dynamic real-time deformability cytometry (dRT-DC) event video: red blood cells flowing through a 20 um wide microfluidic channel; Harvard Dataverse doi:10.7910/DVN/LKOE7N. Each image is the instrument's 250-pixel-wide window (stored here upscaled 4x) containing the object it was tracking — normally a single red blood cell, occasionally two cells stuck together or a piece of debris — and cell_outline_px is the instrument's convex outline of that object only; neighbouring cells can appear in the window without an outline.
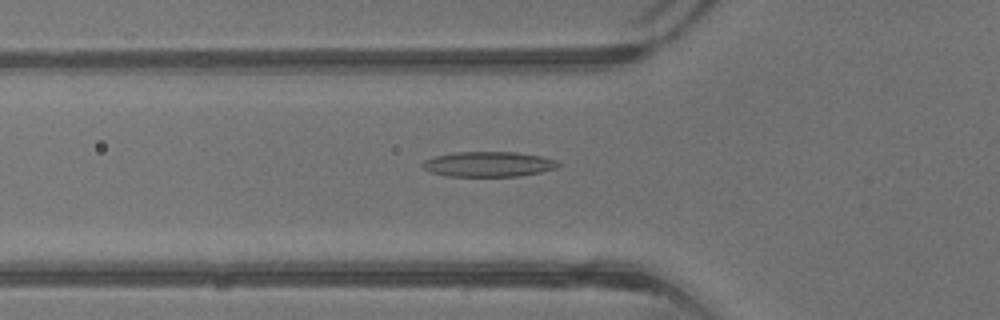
{"species": "common noctule bat (a hibernating species)", "species_latin": "Nyctalus noctula", "temperature_condition": "warm", "stored_images_in_passage": 42, "camera_frame_rate_fps": 3000, "um_per_image_px": 0.085, "animal": {"sex": "male", "body_mass_g": 13.3}, "frame": {"image": 1, "passage_image": 15, "time_ms": 4.667, "image_size_px": [1000, 320], "cell_outline_px": [[560, 164], [556, 168], [540, 172], [520, 176], [444, 176], [432, 172], [424, 168], [420, 164], [424, 160], [436, 156], [456, 152], [516, 152], [540, 156], [556, 160]], "centroid_in_image_um": [41.51, 13.95], "position_along_channel_um": 84.3, "area_um2": 19.77}}
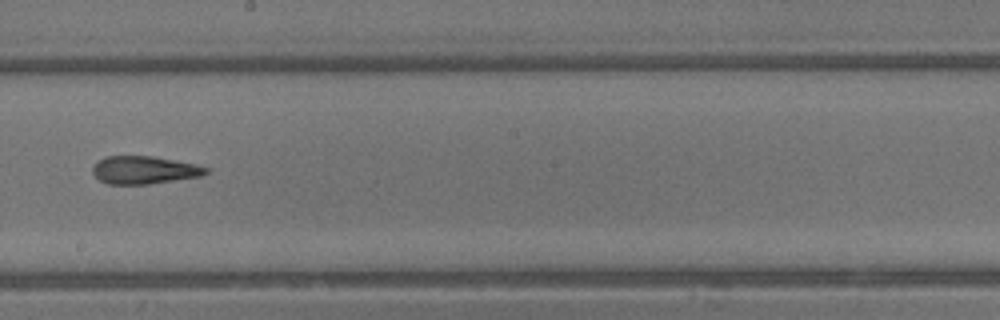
{"frame": {"image": 2, "passage_image": 24, "time_ms": 7.667, "image_size_px": [1000, 320], "cell_outline_px": [[208, 172], [200, 176], [148, 184], [108, 184], [100, 180], [92, 172], [92, 168], [104, 156], [152, 156], [192, 164], [208, 168]], "centroid_in_image_um": [12.21, 14.45], "position_along_channel_um": 236.0, "area_um2": 17.98}}
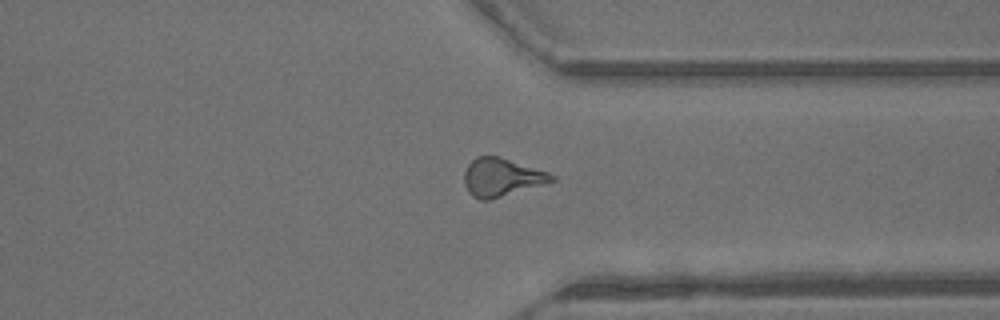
{"frame": {"image": 3, "passage_image": 32, "time_ms": 10.333, "image_size_px": [1000, 320], "cell_outline_px": [[556, 180], [488, 200], [480, 200], [472, 196], [468, 192], [464, 184], [464, 172], [468, 164], [476, 156], [496, 156], [548, 172], [556, 176]], "centroid_in_image_um": [42.59, 15.07], "position_along_channel_um": 368.8, "area_um2": 19.07}}